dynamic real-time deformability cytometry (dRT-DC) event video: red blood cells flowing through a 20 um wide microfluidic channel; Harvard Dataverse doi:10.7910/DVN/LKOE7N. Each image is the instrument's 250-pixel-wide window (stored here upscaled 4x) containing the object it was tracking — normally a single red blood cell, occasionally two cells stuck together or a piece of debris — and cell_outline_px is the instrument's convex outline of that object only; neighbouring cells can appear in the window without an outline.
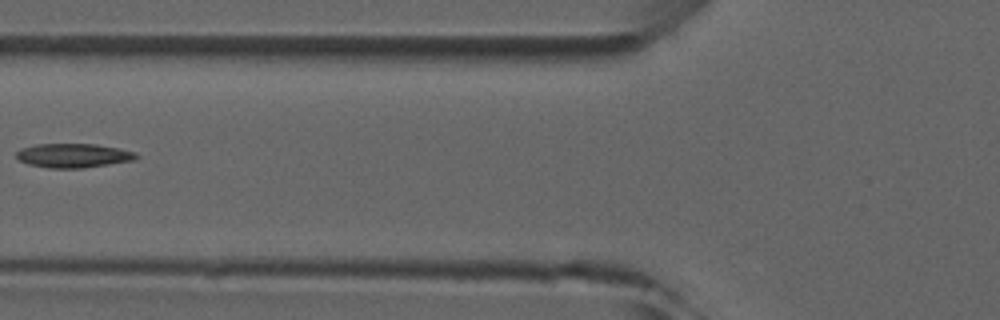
{"species": "common noctule bat (a hibernating species)", "species_latin": "Nyctalus noctula", "temperature_condition": "room temperature", "stored_images_in_passage": 8, "camera_frame_rate_fps": 3000, "um_per_image_px": 0.085, "animal": {"sex": "male", "forearm_length_mm": 52.5}, "frame": {"image": 1, "passage_image": 8, "time_ms": 9.0, "image_size_px": [1000, 320], "cell_outline_px": [[140, 156], [136, 160], [84, 168], [48, 168], [28, 164], [20, 160], [16, 156], [16, 152], [20, 148], [36, 144], [96, 144], [120, 148], [136, 152]], "centroid_in_image_um": [6.27, 13.22], "position_along_channel_um": 119.5, "area_um2": 17.05}}